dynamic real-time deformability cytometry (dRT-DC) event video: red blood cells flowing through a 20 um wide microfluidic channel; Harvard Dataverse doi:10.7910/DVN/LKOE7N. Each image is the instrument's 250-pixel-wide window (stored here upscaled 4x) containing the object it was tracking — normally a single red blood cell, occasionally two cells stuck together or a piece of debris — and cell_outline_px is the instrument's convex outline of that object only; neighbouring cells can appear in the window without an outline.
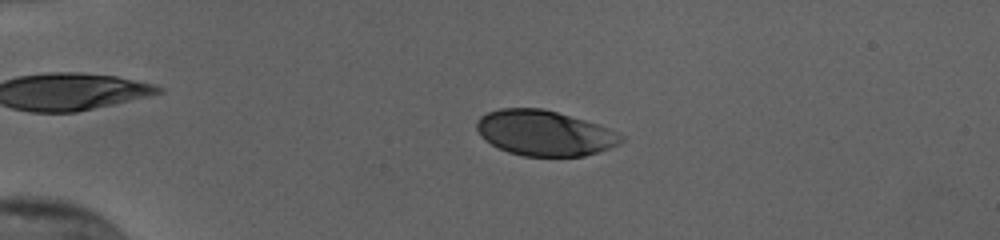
{"species": "human", "species_latin": "Homo sapiens", "temperature_condition": "cold", "stored_images_in_passage": 43, "camera_frame_rate_fps": 3000, "um_per_image_px": 0.085, "donor": {"sex": "female"}, "frame": {"image": 1, "passage_image": 2, "time_ms": 0.333, "image_size_px": [1000, 240], "cell_outline_px": [[624, 140], [620, 144], [584, 156], [524, 156], [508, 152], [492, 144], [480, 136], [476, 128], [476, 120], [480, 116], [488, 112], [500, 108], [544, 108], [584, 120], [608, 128], [624, 136]], "centroid_in_image_um": [46.26, 11.3], "position_along_channel_um": 38.7, "area_um2": 38.03}}
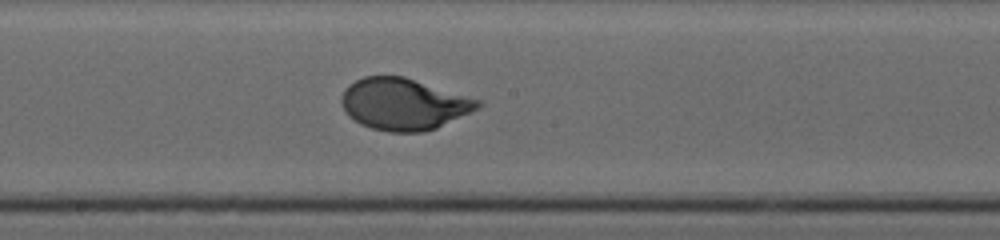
{"frame": {"image": 2, "passage_image": 20, "time_ms": 6.333, "image_size_px": [1000, 240], "cell_outline_px": [[484, 104], [480, 108], [436, 128], [424, 132], [388, 132], [372, 128], [360, 124], [348, 116], [340, 100], [344, 92], [356, 80], [364, 76], [404, 76], [484, 100]], "centroid_in_image_um": [34.38, 8.85], "position_along_channel_um": 213.8, "area_um2": 41.21}}
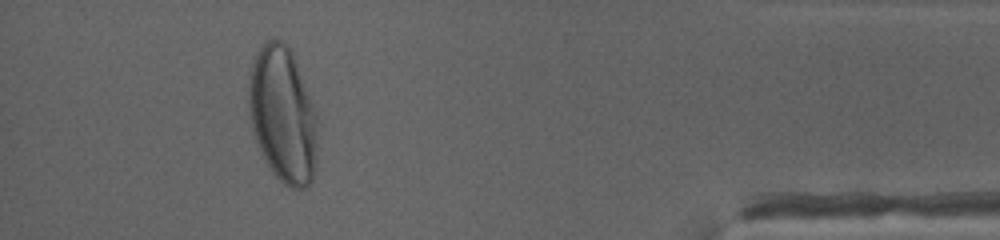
{"frame": {"image": 3, "passage_image": 39, "time_ms": 12.667, "image_size_px": [1000, 240], "cell_outline_px": [[316, 164], [312, 180], [308, 188], [292, 188], [284, 184], [272, 172], [264, 160], [256, 144], [252, 132], [248, 112], [248, 88], [252, 64], [260, 48], [268, 40], [280, 40], [288, 44], [292, 48], [312, 100], [316, 112]], "centroid_in_image_um": [24.03, 9.76], "position_along_channel_um": 411.2, "area_um2": 55.14}, "authors_computed_cell_mechanics": {"area_um2": 41.0958, "velocity_mm_per_s": 3.8009, "shape_relaxation_time_tau1_ms": 3.2883, "shape_relaxation_time_tau2_ms": null, "deformation_change_tau1": 0.1687, "deformation_change_tau2": null}}